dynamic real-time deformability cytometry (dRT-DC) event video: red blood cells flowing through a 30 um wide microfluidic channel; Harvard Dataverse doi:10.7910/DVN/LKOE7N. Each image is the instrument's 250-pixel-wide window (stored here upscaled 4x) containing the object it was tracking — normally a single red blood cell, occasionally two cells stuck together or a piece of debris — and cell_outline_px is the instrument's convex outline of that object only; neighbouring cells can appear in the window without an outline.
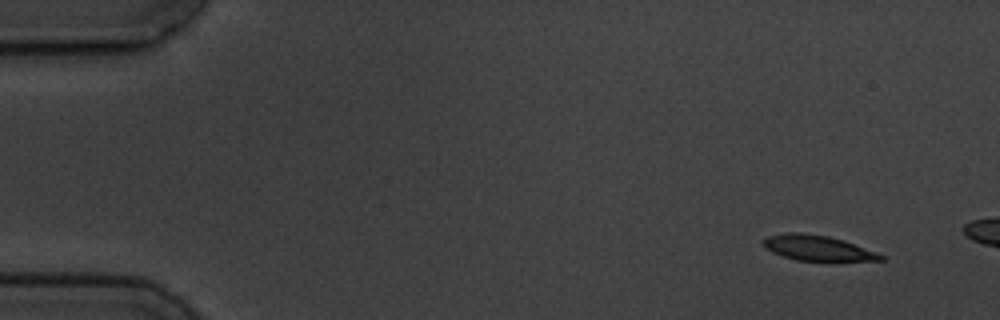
{"species": "common noctule bat (a hibernating species)", "species_latin": "Nyctalus noctula", "temperature_condition": "cold", "stored_images_in_passage": 4, "camera_frame_rate_fps": 3000, "um_per_image_px": 0.085, "animal": {"sex": "male", "body_mass_g": 19.5, "forearm_length_mm": 54.6}, "frame": {"image": 1, "passage_image": 1, "time_ms": 0.0, "image_size_px": [1000, 320], "cell_outline_px": [[884, 260], [796, 260], [772, 252], [764, 248], [760, 244], [760, 240], [764, 236], [784, 232], [796, 232], [828, 236], [844, 240], [876, 252], [884, 256]], "centroid_in_image_um": [69.37, 21.05], "position_along_channel_um": 15.6, "area_um2": 17.28}}